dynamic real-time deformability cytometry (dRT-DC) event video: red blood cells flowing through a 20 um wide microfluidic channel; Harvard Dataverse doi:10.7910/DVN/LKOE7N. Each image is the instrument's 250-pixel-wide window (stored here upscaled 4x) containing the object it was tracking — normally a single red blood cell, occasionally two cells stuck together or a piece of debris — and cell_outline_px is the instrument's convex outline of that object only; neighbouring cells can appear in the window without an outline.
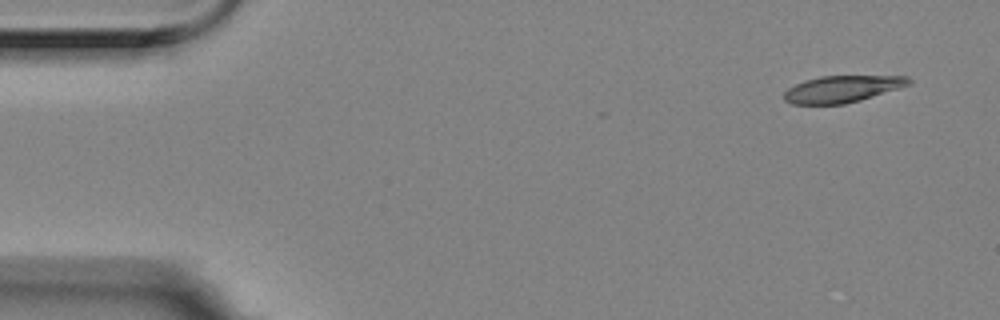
{"species": "Egyptian fruit bat (a non-hibernating species)", "species_latin": "Rousettus aegyptiacus", "temperature_condition": "room temperature", "stored_images_in_passage": 3, "camera_frame_rate_fps": 3000, "um_per_image_px": 0.085, "animal": {"sex": "female"}, "frame": {"image": 1, "passage_image": 1, "time_ms": 0.0, "image_size_px": [1000, 320], "cell_outline_px": [[912, 84], [900, 88], [860, 100], [844, 104], [792, 104], [784, 100], [784, 92], [788, 88], [804, 80], [820, 76], [908, 76], [912, 80]], "centroid_in_image_um": [71.6, 7.56], "position_along_channel_um": 13.4, "area_um2": 19.48}}
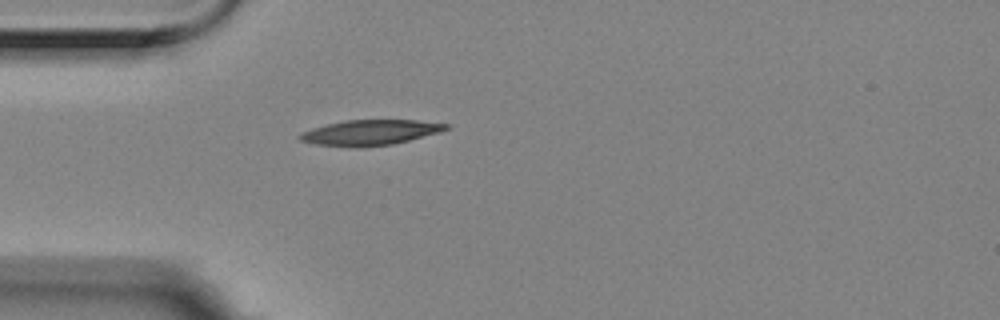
{"frame": {"image": 2, "passage_image": 3, "time_ms": 0.667, "image_size_px": [1000, 320], "cell_outline_px": [[448, 128], [440, 132], [392, 144], [364, 148], [356, 148], [316, 144], [300, 140], [296, 136], [300, 132], [312, 128], [344, 120], [416, 120], [448, 124]], "centroid_in_image_um": [31.41, 11.27], "position_along_channel_um": 53.6, "area_um2": 21.62}}